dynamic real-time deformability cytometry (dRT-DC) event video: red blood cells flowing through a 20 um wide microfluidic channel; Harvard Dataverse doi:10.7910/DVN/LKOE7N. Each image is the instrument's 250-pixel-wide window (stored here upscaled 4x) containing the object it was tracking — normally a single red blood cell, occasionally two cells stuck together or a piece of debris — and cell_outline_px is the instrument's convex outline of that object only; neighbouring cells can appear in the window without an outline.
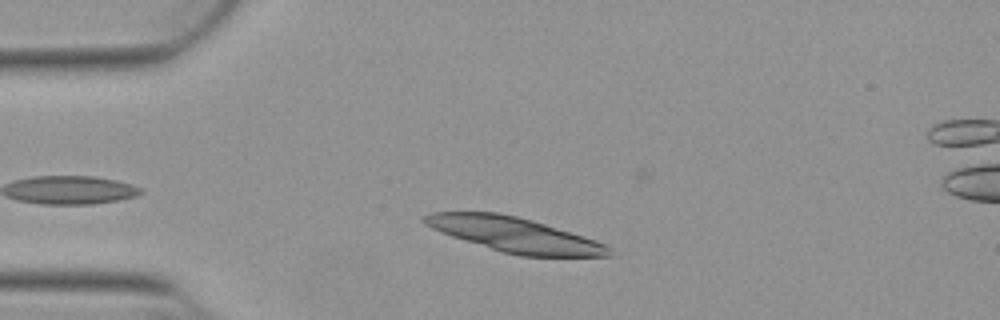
{"species": "Egyptian fruit bat (a non-hibernating species)", "species_latin": "Rousettus aegyptiacus", "temperature_condition": "warm", "stored_images_in_passage": 43, "camera_frame_rate_fps": 3000, "um_per_image_px": 0.085, "animal": {"sex": "female"}, "frame": {"image": 1, "passage_image": 7, "time_ms": 2.0, "image_size_px": [1000, 320], "cell_outline_px": [[612, 256], [520, 256], [500, 252], [440, 232], [424, 224], [420, 220], [428, 212], [496, 212], [516, 216], [532, 220], [584, 236], [608, 244], [612, 248]], "centroid_in_image_um": [43.74, 19.95], "position_along_channel_um": 41.3, "area_um2": 37.4}}